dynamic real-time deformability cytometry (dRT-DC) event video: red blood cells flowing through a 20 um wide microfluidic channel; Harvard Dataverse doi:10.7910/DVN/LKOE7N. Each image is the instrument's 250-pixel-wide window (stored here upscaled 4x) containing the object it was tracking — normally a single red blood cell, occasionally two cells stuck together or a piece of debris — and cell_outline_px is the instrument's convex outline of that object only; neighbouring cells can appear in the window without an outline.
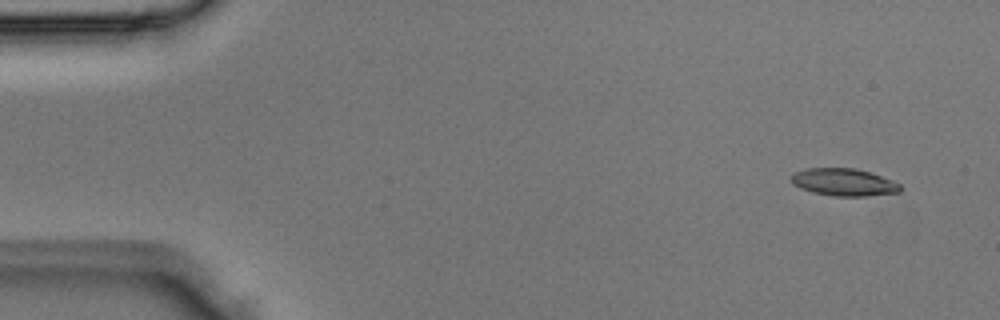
{"species": "Egyptian fruit bat (a non-hibernating species)", "species_latin": "Rousettus aegyptiacus", "temperature_condition": "room temperature", "stored_images_in_passage": 3, "camera_frame_rate_fps": 3000, "um_per_image_px": 0.085, "animal": {"sex": "male"}, "frame": {"image": 1, "passage_image": 1, "time_ms": 0.0, "image_size_px": [1000, 320], "cell_outline_px": [[904, 188], [900, 192], [868, 196], [836, 196], [812, 192], [800, 188], [792, 184], [792, 176], [796, 172], [808, 168], [856, 168], [872, 172], [892, 180], [900, 184]], "centroid_in_image_um": [71.78, 15.49], "position_along_channel_um": 13.2, "area_um2": 17.51}}